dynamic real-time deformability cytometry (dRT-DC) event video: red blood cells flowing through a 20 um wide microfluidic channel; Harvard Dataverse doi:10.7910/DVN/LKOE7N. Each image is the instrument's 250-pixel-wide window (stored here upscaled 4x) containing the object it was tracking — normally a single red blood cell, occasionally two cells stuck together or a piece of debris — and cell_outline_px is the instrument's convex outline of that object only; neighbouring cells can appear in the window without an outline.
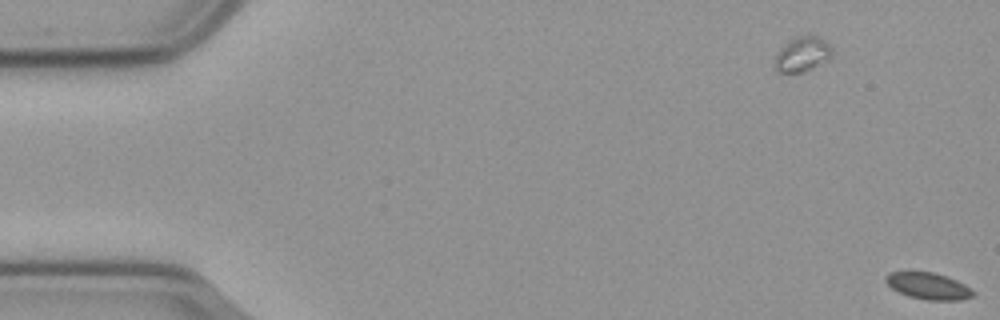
{"species": "common noctule bat (a hibernating species)", "species_latin": "Nyctalus noctula", "temperature_condition": "cold", "stored_images_in_passage": 2, "segment_of_instrument_passage": [2, 2], "camera_frame_rate_fps": 3000, "um_per_image_px": 0.085, "animal": {"sex": "male", "body_mass_g": 23.1, "forearm_length_mm": 52.7}, "frame": {"image": 1, "passage_image": 2, "time_ms": 0.333, "image_size_px": [1000, 320], "cell_outline_px": [[976, 296], [960, 300], [928, 300], [908, 296], [892, 288], [884, 280], [884, 276], [888, 272], [936, 272], [948, 276], [964, 284], [976, 292]], "centroid_in_image_um": [78.94, 24.3], "position_along_channel_um": 6.1, "area_um2": 13.7}}